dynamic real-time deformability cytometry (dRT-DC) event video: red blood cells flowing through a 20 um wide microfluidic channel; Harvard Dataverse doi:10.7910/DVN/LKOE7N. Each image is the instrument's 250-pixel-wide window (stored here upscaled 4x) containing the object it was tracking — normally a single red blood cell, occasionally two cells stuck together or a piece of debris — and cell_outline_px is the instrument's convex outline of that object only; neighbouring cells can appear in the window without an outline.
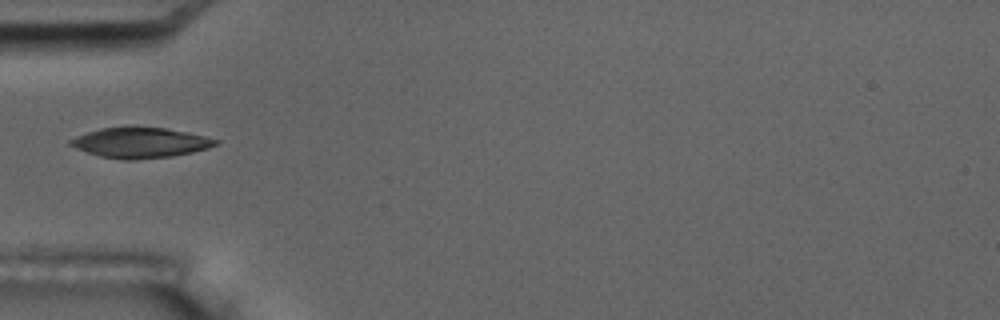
{"species": "common noctule bat (a hibernating species)", "species_latin": "Nyctalus noctula", "temperature_condition": "room temperature", "stored_images_in_passage": 12, "camera_frame_rate_fps": 3000, "um_per_image_px": 0.085, "animal": {"sex": "male", "body_mass_g": 17.5, "forearm_length_mm": 52.3}, "frame": {"image": 1, "passage_image": 6, "time_ms": 6.0, "image_size_px": [1000, 320], "cell_outline_px": [[220, 140], [216, 144], [208, 148], [192, 152], [168, 156], [132, 160], [124, 160], [100, 156], [88, 152], [68, 144], [68, 140], [76, 136], [100, 128], [124, 124], [136, 124], [168, 128], [204, 136]], "centroid_in_image_um": [11.89, 12.07], "position_along_channel_um": 73.1, "area_um2": 26.18}}
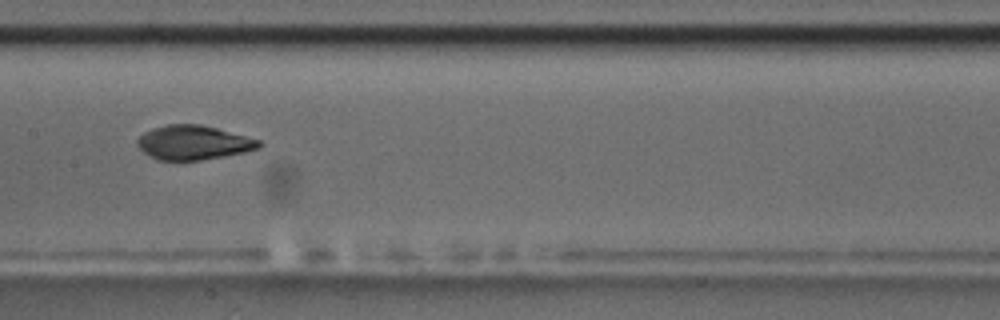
{"frame": {"image": 2, "passage_image": 9, "time_ms": 9.333, "image_size_px": [1000, 320], "cell_outline_px": [[264, 144], [260, 148], [244, 152], [200, 160], [156, 160], [144, 152], [136, 144], [136, 140], [144, 132], [152, 128], [168, 124], [200, 124], [216, 128], [260, 140]], "centroid_in_image_um": [16.43, 12.11], "position_along_channel_um": 191.0, "area_um2": 24.22}}